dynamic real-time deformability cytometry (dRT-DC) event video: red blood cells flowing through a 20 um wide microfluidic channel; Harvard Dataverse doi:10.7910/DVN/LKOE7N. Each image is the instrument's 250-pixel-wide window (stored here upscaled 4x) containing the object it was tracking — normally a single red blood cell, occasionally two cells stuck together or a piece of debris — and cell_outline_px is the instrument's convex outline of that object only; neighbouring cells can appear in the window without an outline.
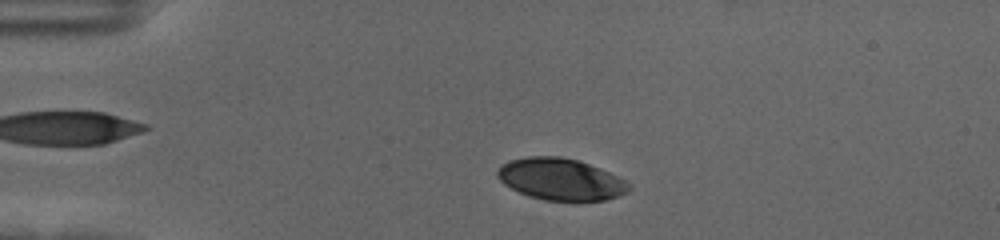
{"species": "human", "species_latin": "Homo sapiens", "temperature_condition": "cold", "stored_images_in_passage": 42, "camera_frame_rate_fps": 3000, "um_per_image_px": 0.085, "donor": {"sex": "female"}, "frame": {"image": 1, "passage_image": 6, "time_ms": 1.667, "image_size_px": [1000, 240], "cell_outline_px": [[632, 184], [624, 192], [616, 196], [604, 200], [544, 200], [528, 196], [504, 184], [496, 176], [496, 172], [500, 164], [512, 160], [528, 156], [560, 156], [576, 160], [600, 168]], "centroid_in_image_um": [47.6, 15.22], "position_along_channel_um": 37.4, "area_um2": 31.56}}
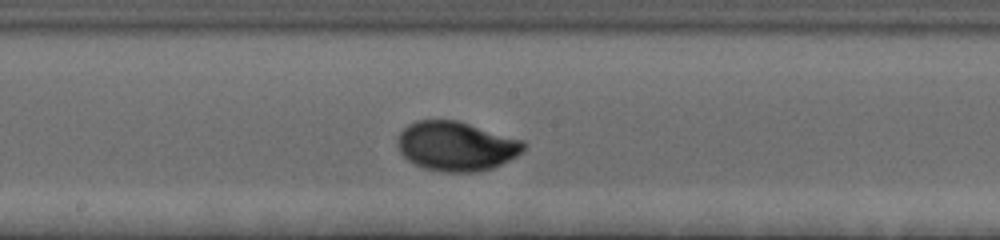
{"frame": {"image": 2, "passage_image": 24, "time_ms": 7.667, "image_size_px": [1000, 240], "cell_outline_px": [[528, 144], [516, 156], [492, 168], [472, 172], [440, 172], [420, 168], [408, 160], [400, 152], [400, 132], [408, 124], [416, 120], [460, 120], [524, 140]], "centroid_in_image_um": [38.8, 12.42], "position_along_channel_um": 209.4, "area_um2": 36.41}}
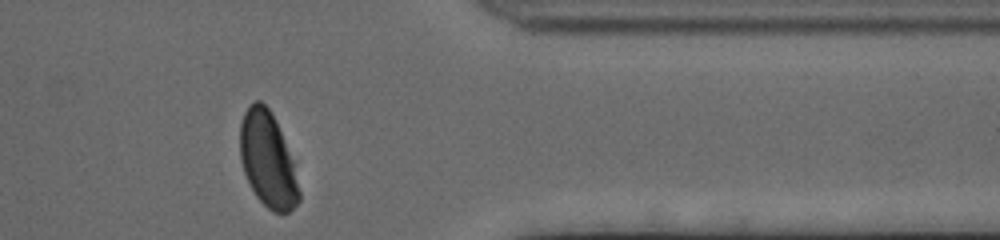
{"frame": {"image": 3, "passage_image": 40, "time_ms": 13.0, "image_size_px": [1000, 240], "cell_outline_px": [[300, 200], [288, 212], [272, 212], [256, 196], [244, 172], [240, 156], [240, 124], [244, 112], [248, 104], [256, 100], [260, 100], [268, 108], [280, 132], [292, 160], [300, 192]], "centroid_in_image_um": [22.73, 13.58], "position_along_channel_um": 388.7, "area_um2": 32.08}, "authors_computed_cell_mechanics": {"area_um2": 34.4199, "velocity_mm_per_s": 3.6039, "shape_relaxation_time_tau1_ms": 3.0128, "shape_relaxation_time_tau2_ms": null, "deformation_change_tau1": 0.1487, "deformation_change_tau2": null}}